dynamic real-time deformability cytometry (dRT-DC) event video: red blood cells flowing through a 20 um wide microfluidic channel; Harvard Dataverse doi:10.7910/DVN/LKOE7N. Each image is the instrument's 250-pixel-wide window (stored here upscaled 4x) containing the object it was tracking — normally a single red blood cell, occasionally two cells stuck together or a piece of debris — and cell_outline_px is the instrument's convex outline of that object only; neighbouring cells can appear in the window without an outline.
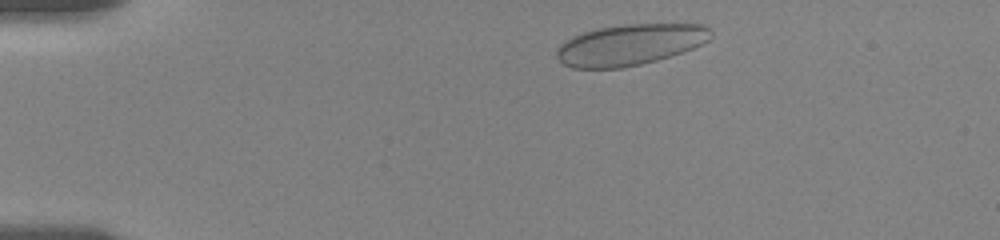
{"species": "human", "species_latin": "Homo sapiens", "temperature_condition": "room temperature", "stored_images_in_passage": 41, "camera_frame_rate_fps": 3000, "um_per_image_px": 0.085, "donor": {"sex": "female"}, "frame": {"image": 1, "passage_image": 2, "time_ms": 0.333, "image_size_px": [1000, 240], "cell_outline_px": [[712, 36], [708, 40], [692, 48], [656, 60], [640, 64], [620, 68], [572, 68], [564, 64], [556, 56], [556, 48], [564, 40], [584, 32], [600, 28], [624, 24], [704, 24], [712, 28]], "centroid_in_image_um": [53.54, 3.79], "position_along_channel_um": 31.5, "area_um2": 36.7}}
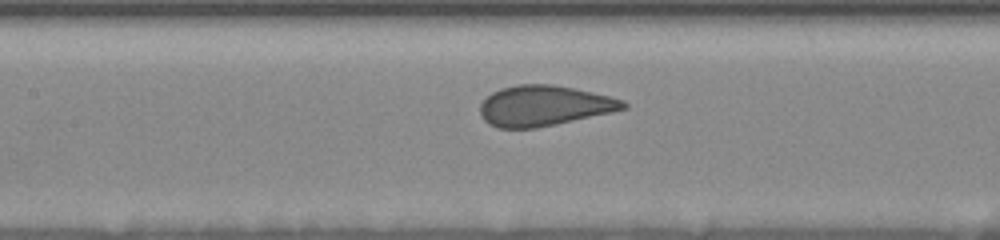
{"frame": {"image": 2, "passage_image": 15, "time_ms": 5.667, "image_size_px": [1000, 240], "cell_outline_px": [[628, 108], [612, 112], [556, 124], [536, 128], [496, 128], [488, 124], [480, 116], [480, 104], [492, 92], [500, 88], [516, 84], [552, 84], [592, 92], [624, 100], [628, 104]], "centroid_in_image_um": [46.22, 8.99], "position_along_channel_um": 161.2, "area_um2": 33.81}}
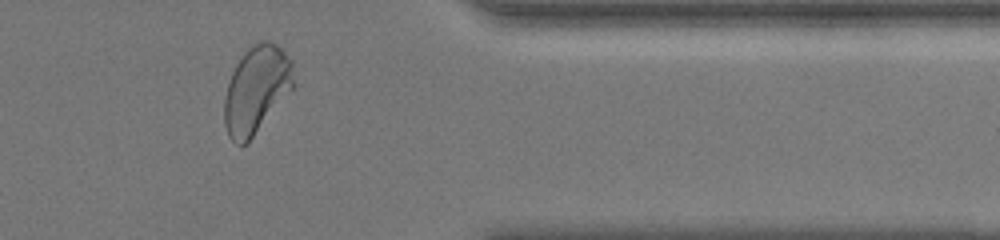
{"frame": {"image": 3, "passage_image": 30, "time_ms": 12.333, "image_size_px": [1000, 240], "cell_outline_px": [[292, 88], [248, 144], [240, 148], [228, 136], [224, 124], [224, 100], [228, 84], [232, 72], [236, 64], [244, 52], [248, 48], [260, 40], [268, 40], [276, 44], [292, 60]], "centroid_in_image_um": [21.75, 7.66], "position_along_channel_um": 389.6, "area_um2": 35.14}, "authors_computed_cell_mechanics": {"area_um2": 35.3736, "velocity_mm_per_s": 3.6138, "shape_relaxation_time_tau1_ms": 4.955, "shape_relaxation_time_tau2_ms": null, "deformation_change_tau1": 0.1106, "deformation_change_tau2": null}}